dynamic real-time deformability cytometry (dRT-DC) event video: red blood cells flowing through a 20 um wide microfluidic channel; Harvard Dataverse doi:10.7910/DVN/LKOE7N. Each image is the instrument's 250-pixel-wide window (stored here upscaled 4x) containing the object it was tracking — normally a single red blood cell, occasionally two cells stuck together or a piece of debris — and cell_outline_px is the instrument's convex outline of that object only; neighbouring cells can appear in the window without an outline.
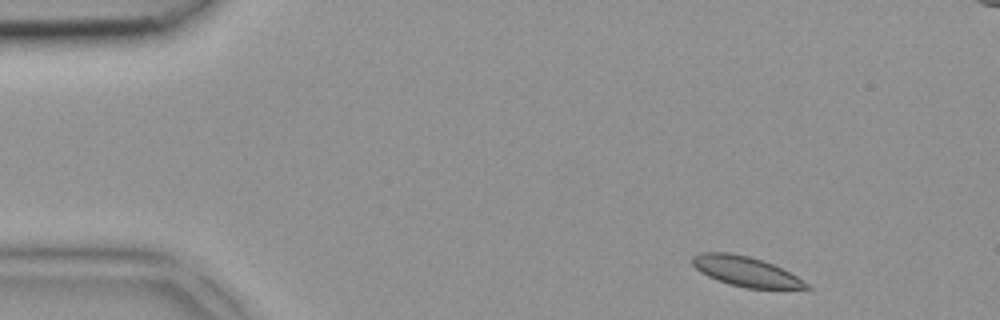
{"species": "common noctule bat (a hibernating species)", "species_latin": "Nyctalus noctula", "temperature_condition": "room temperature", "stored_images_in_passage": 4, "segment_of_instrument_passage": [1, 2], "camera_frame_rate_fps": 3000, "um_per_image_px": 0.085, "animal": {"sex": "female", "body_mass_g": 18.4}, "frame": {"image": 1, "passage_image": 1, "time_ms": 0.0, "image_size_px": [1000, 320], "cell_outline_px": [[812, 288], [744, 288], [728, 284], [716, 280], [700, 272], [692, 264], [692, 256], [700, 252], [728, 252], [748, 256], [772, 264], [796, 276], [808, 284]], "centroid_in_image_um": [63.31, 23.06], "position_along_channel_um": 21.7, "area_um2": 19.59}}